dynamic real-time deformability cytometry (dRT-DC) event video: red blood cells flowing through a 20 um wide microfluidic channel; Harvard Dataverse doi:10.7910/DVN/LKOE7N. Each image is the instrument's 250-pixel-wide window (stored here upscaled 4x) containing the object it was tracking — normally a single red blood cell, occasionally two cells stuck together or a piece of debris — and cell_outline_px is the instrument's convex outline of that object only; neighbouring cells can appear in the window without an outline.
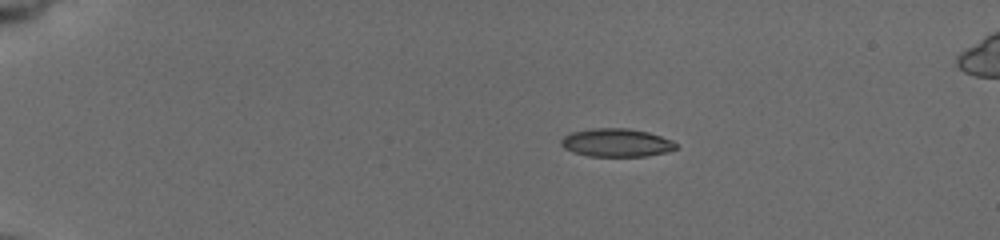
{"species": "common noctule bat (a hibernating species)", "species_latin": "Nyctalus noctula", "temperature_condition": "cold", "stored_images_in_passage": 35, "camera_frame_rate_fps": 3000, "um_per_image_px": 0.085, "animal": {"sex": "female", "body_mass_g": 19.5, "forearm_length_mm": 54.1}, "frame": {"image": 1, "passage_image": 1, "time_ms": 0.0, "image_size_px": [1000, 240], "cell_outline_px": [[680, 148], [668, 152], [644, 156], [588, 156], [572, 152], [564, 148], [560, 144], [560, 140], [564, 136], [572, 132], [592, 128], [628, 128], [648, 132], [672, 140], [680, 144]], "centroid_in_image_um": [52.43, 12.13], "position_along_channel_um": 32.6, "area_um2": 19.13}}
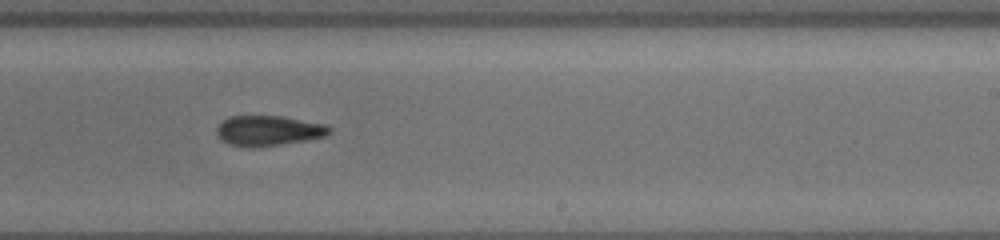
{"frame": {"image": 2, "passage_image": 22, "time_ms": 8.333, "image_size_px": [1000, 240], "cell_outline_px": [[332, 132], [324, 136], [304, 140], [256, 148], [248, 148], [228, 144], [216, 132], [216, 128], [220, 120], [228, 116], [284, 116], [324, 124], [332, 128]], "centroid_in_image_um": [22.78, 11.1], "position_along_channel_um": 266.2, "area_um2": 19.94}}
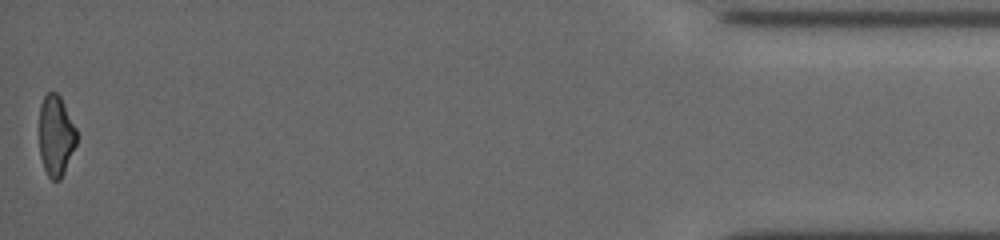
{"frame": {"image": 3, "passage_image": 35, "time_ms": 14.667, "image_size_px": [1000, 240], "cell_outline_px": [[76, 144], [64, 172], [60, 180], [52, 180], [48, 176], [44, 168], [40, 156], [40, 104], [44, 96], [48, 92], [56, 92], [60, 96], [76, 128]], "centroid_in_image_um": [4.75, 11.53], "position_along_channel_um": 430.5, "area_um2": 17.4}, "authors_computed_cell_mechanics": {"area_um2": 19.652, "velocity_mm_per_s": 3.7905, "shape_relaxation_time_tau1_ms": 10.6985, "shape_relaxation_time_tau2_ms": 3.6523, "deformation_change_tau1": 0.2623, "deformation_change_tau2": 0.1122}}